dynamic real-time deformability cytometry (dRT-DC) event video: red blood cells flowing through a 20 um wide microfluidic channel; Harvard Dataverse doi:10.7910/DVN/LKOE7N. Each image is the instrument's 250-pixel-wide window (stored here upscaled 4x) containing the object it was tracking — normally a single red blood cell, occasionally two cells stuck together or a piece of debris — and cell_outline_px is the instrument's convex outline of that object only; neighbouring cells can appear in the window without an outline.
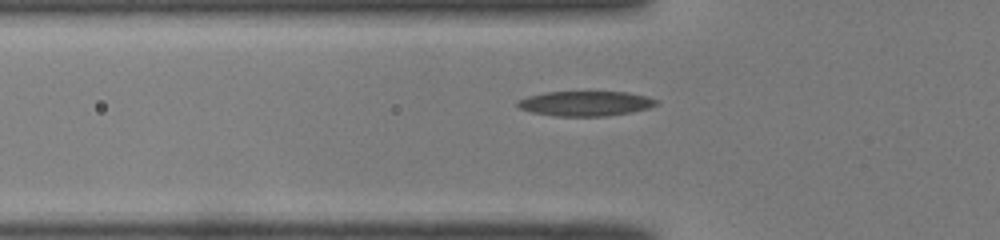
{"species": "common noctule bat (a hibernating species)", "species_latin": "Nyctalus noctula", "temperature_condition": "room temperature", "stored_images_in_passage": 39, "camera_frame_rate_fps": 3000, "um_per_image_px": 0.085, "animal": {"sex": "male", "body_mass_g": 19.0, "forearm_length_mm": 50.8}, "frame": {"image": 1, "passage_image": 6, "time_ms": 1.667, "image_size_px": [1000, 240], "cell_outline_px": [[660, 104], [648, 108], [632, 112], [604, 116], [556, 116], [532, 112], [520, 108], [516, 104], [516, 100], [528, 96], [544, 92], [628, 92], [648, 96], [660, 100]], "centroid_in_image_um": [49.81, 8.79], "position_along_channel_um": 76.0, "area_um2": 20.29}}
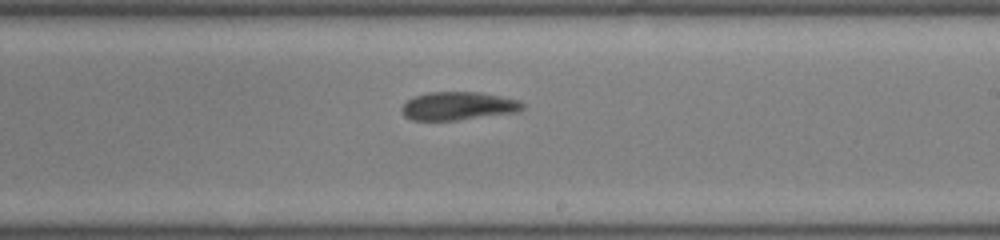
{"frame": {"image": 2, "passage_image": 19, "time_ms": 6.0, "image_size_px": [1000, 240], "cell_outline_px": [[524, 108], [516, 112], [456, 120], [412, 120], [404, 116], [400, 108], [408, 100], [416, 96], [428, 92], [480, 92], [520, 100], [524, 104]], "centroid_in_image_um": [38.94, 9.0], "position_along_channel_um": 250.1, "area_um2": 19.77}}
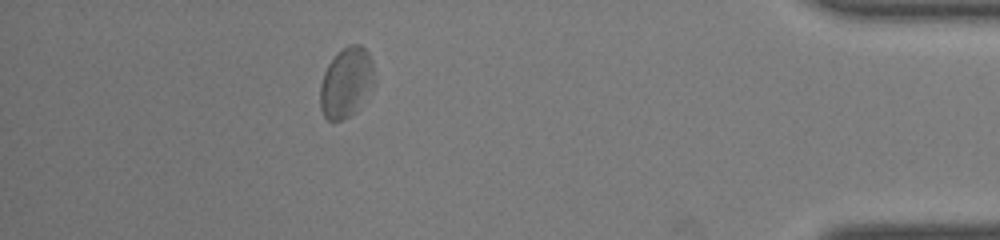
{"frame": {"image": 3, "passage_image": 34, "time_ms": 11.0, "image_size_px": [1000, 240], "cell_outline_px": [[376, 76], [372, 84], [356, 108], [348, 116], [340, 120], [328, 120], [324, 116], [320, 108], [320, 84], [324, 72], [328, 64], [348, 44], [360, 44], [368, 52], [372, 60]], "centroid_in_image_um": [29.41, 6.97], "position_along_channel_um": 405.8, "area_um2": 21.56}}